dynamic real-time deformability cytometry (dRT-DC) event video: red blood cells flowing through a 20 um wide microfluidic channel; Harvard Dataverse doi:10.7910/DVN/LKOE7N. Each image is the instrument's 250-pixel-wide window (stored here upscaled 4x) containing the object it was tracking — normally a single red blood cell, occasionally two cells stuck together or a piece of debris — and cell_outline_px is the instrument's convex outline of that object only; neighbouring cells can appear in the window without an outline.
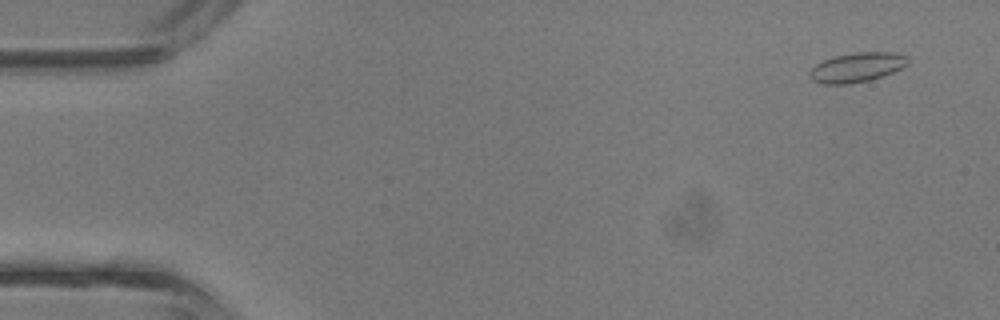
{"species": "common noctule bat (a hibernating species)", "species_latin": "Nyctalus noctula", "temperature_condition": "room temperature", "stored_images_in_passage": 3, "camera_frame_rate_fps": 3000, "um_per_image_px": 0.085, "animal": {"sex": "male", "body_mass_g": 13.3}, "frame": {"image": 1, "passage_image": 1, "time_ms": 0.0, "image_size_px": [1000, 320], "cell_outline_px": [[908, 64], [884, 76], [852, 84], [820, 84], [812, 80], [808, 76], [808, 72], [816, 64], [824, 60], [836, 56], [856, 52], [896, 52], [908, 56]], "centroid_in_image_um": [72.83, 5.73], "position_along_channel_um": 12.2, "area_um2": 16.99}}